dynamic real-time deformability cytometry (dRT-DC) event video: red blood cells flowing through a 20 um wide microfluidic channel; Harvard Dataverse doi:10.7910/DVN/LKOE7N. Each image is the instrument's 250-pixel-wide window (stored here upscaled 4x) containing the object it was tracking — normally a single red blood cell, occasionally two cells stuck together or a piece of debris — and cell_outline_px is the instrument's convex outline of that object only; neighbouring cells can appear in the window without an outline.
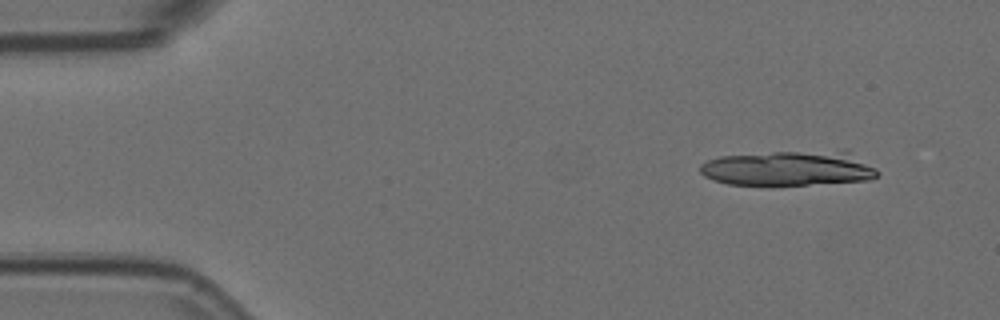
{"species": "Egyptian fruit bat (a non-hibernating species)", "species_latin": "Rousettus aegyptiacus", "temperature_condition": "room temperature", "stored_images_in_passage": 6, "segment_of_instrument_passage": [1, 2], "camera_frame_rate_fps": 3000, "um_per_image_px": 0.085, "animal": {"sex": "female"}, "frame": {"image": 1, "passage_image": 2, "time_ms": 0.333, "image_size_px": [1000, 320], "cell_outline_px": [[880, 176], [868, 180], [808, 184], [728, 184], [712, 180], [704, 176], [700, 172], [700, 164], [708, 160], [720, 156], [772, 152], [848, 152], [876, 168], [880, 172]], "centroid_in_image_um": [67.0, 14.31], "position_along_channel_um": 18.0, "area_um2": 35.37}}